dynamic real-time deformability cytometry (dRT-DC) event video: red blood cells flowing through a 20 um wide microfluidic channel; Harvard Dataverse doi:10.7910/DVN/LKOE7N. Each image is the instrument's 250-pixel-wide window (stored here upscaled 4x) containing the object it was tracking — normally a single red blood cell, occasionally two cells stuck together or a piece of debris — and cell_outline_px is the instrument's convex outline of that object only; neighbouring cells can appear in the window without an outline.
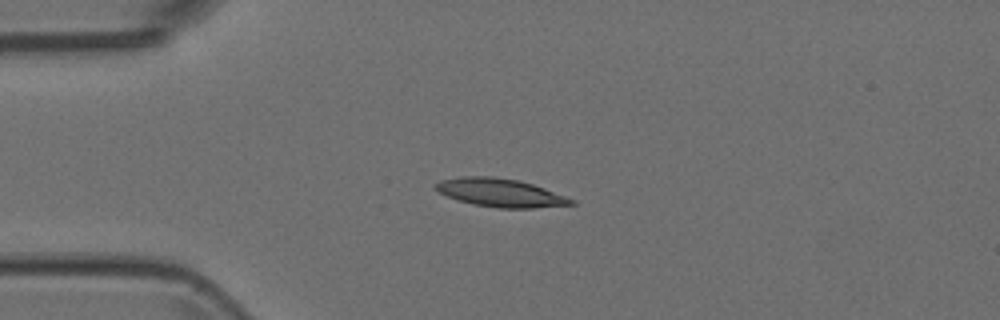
{"species": "Egyptian fruit bat (a non-hibernating species)", "species_latin": "Rousettus aegyptiacus", "temperature_condition": "room temperature", "stored_images_in_passage": 8, "camera_frame_rate_fps": 3000, "um_per_image_px": 0.085, "animal": {"sex": "female"}, "frame": {"image": 1, "passage_image": 2, "time_ms": 0.333, "image_size_px": [1000, 320], "cell_outline_px": [[576, 204], [532, 208], [496, 208], [472, 204], [456, 200], [432, 188], [440, 180], [460, 176], [492, 176], [516, 180], [532, 184], [544, 188], [576, 200]], "centroid_in_image_um": [42.51, 16.38], "position_along_channel_um": 42.5, "area_um2": 22.37}}
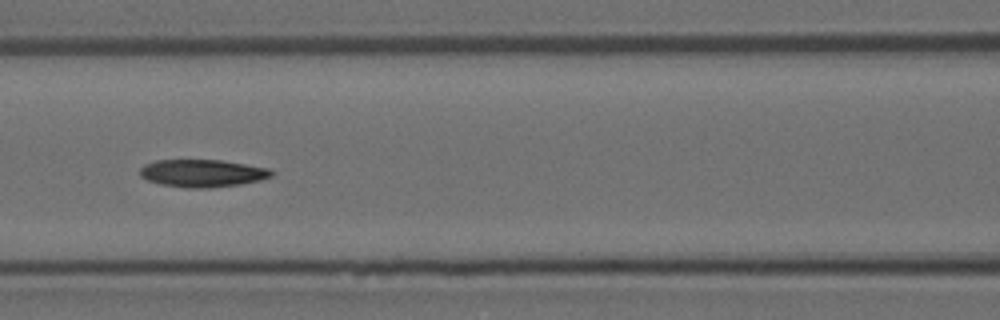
{"frame": {"image": 2, "passage_image": 5, "time_ms": 1.333, "image_size_px": [1000, 320], "cell_outline_px": [[276, 172], [272, 176], [260, 180], [240, 184], [208, 188], [188, 188], [160, 184], [148, 180], [140, 176], [140, 168], [144, 164], [156, 160], [220, 160], [268, 168]], "centroid_in_image_um": [17.2, 14.72], "position_along_channel_um": 149.4, "area_um2": 21.1}}
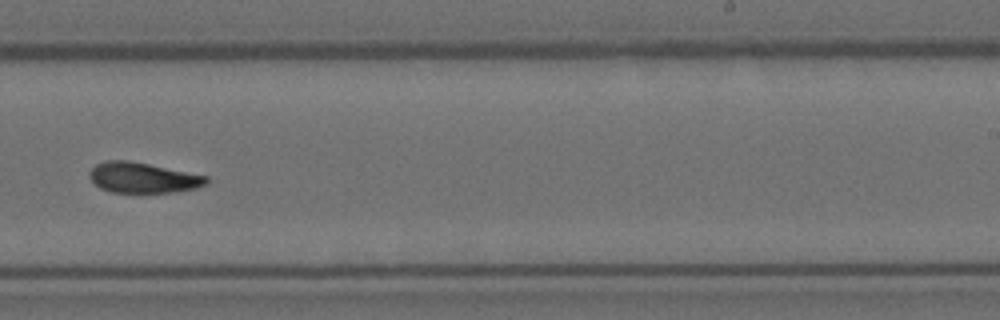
{"frame": {"image": 3, "passage_image": 8, "time_ms": 2.333, "image_size_px": [1000, 320], "cell_outline_px": [[208, 184], [196, 188], [172, 192], [112, 192], [100, 188], [88, 176], [88, 172], [96, 164], [108, 160], [128, 160], [208, 176]], "centroid_in_image_um": [12.14, 15.1], "position_along_channel_um": 276.9, "area_um2": 20.58}}